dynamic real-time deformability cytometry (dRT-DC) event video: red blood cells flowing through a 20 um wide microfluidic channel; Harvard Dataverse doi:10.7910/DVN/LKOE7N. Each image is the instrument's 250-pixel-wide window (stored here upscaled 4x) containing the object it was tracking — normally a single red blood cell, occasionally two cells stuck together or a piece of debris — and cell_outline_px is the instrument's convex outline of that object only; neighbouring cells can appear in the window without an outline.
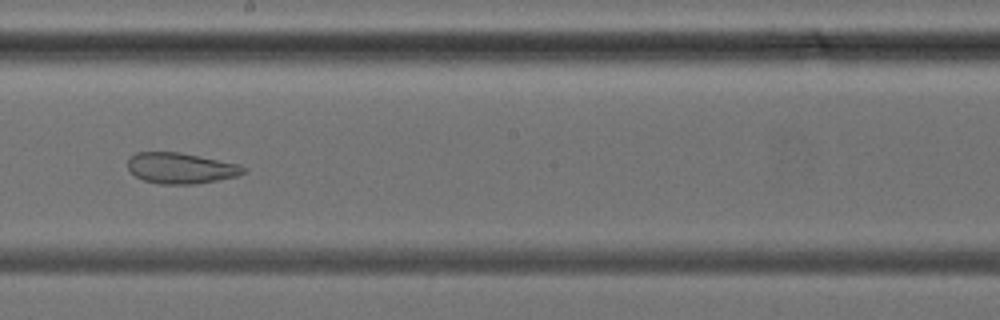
{"species": "common noctule bat (a hibernating species)", "species_latin": "Nyctalus noctula", "temperature_condition": "cold", "stored_images_in_passage": 30, "camera_frame_rate_fps": 3000, "um_per_image_px": 0.085, "animal": {"sex": "female", "body_mass_g": 24.6, "forearm_length_mm": 56.2}, "frame": {"image": 1, "passage_image": 13, "time_ms": 4.0, "image_size_px": [1000, 320], "cell_outline_px": [[248, 168], [244, 172], [236, 176], [196, 184], [160, 184], [144, 180], [136, 176], [128, 168], [128, 160], [136, 152], [180, 152], [240, 164]], "centroid_in_image_um": [15.39, 14.29], "position_along_channel_um": 232.8, "area_um2": 20.69}}
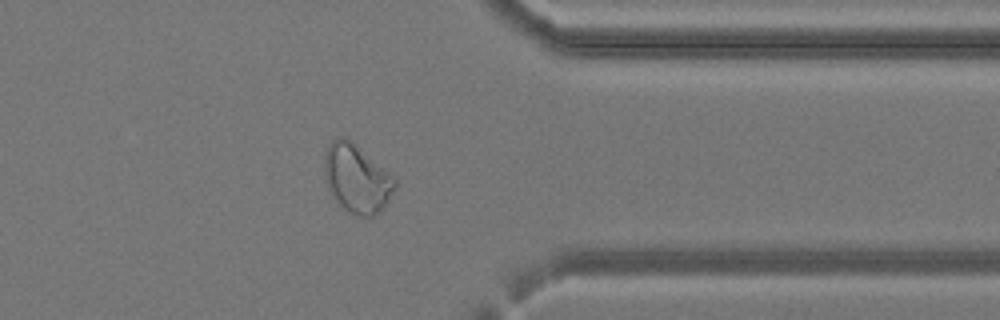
{"frame": {"image": 2, "passage_image": 22, "time_ms": 7.0, "image_size_px": [1000, 320], "cell_outline_px": [[396, 188], [384, 208], [372, 216], [356, 216], [348, 212], [332, 196], [328, 188], [324, 172], [324, 152], [328, 144], [336, 136], [344, 136], [352, 140], [388, 172], [396, 180]], "centroid_in_image_um": [30.3, 15.15], "position_along_channel_um": 381.1, "area_um2": 28.26}}